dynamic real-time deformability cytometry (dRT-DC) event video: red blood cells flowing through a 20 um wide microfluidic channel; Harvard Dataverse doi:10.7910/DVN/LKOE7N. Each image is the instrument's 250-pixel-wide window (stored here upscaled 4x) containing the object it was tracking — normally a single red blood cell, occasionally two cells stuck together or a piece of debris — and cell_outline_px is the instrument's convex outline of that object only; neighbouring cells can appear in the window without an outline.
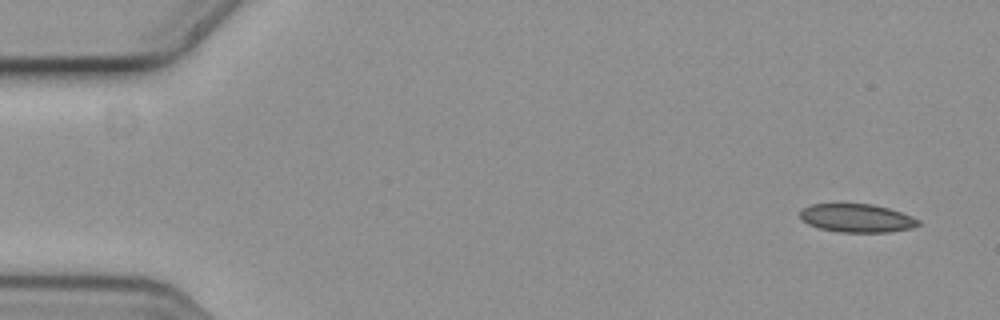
{"species": "common noctule bat (a hibernating species)", "species_latin": "Nyctalus noctula", "temperature_condition": "cold", "stored_images_in_passage": 5, "camera_frame_rate_fps": 3000, "um_per_image_px": 0.085, "animal": {"sex": "female", "body_mass_g": 19.3, "forearm_length_mm": 54.1}, "frame": {"image": 1, "passage_image": 1, "time_ms": 0.0, "image_size_px": [1000, 320], "cell_outline_px": [[920, 224], [912, 228], [888, 232], [840, 232], [820, 228], [808, 224], [800, 220], [800, 208], [812, 204], [872, 204], [888, 208], [912, 216], [920, 220]], "centroid_in_image_um": [72.81, 18.54], "position_along_channel_um": 12.2, "area_um2": 19.59}}